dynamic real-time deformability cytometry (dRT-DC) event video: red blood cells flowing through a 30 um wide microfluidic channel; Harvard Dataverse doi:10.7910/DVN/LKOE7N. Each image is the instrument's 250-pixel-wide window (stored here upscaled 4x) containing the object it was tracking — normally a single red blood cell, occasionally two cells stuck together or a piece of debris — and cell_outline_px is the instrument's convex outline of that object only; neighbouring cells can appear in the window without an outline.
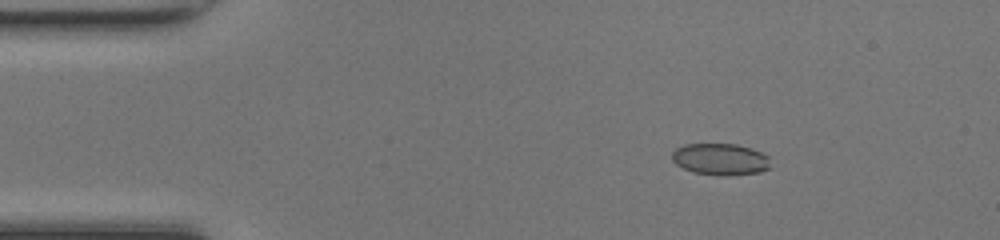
{"species": "common noctule bat (a hibernating species)", "species_latin": "Nyctalus noctula", "temperature_condition": "room temperature", "stored_images_in_passage": 48, "camera_frame_rate_fps": 3000, "um_per_image_px": 0.085, "animal": {"sex": "female", "body_mass_g": 17.0, "forearm_length_mm": 48.0}, "frame": {"image": 1, "passage_image": 7, "time_ms": 2.0, "image_size_px": [1000, 240], "cell_outline_px": [[772, 168], [760, 172], [728, 176], [716, 176], [692, 172], [676, 164], [672, 160], [672, 152], [676, 148], [684, 144], [736, 144], [760, 152], [768, 156]], "centroid_in_image_um": [61.23, 13.55], "position_along_channel_um": 23.8, "area_um2": 18.38}}
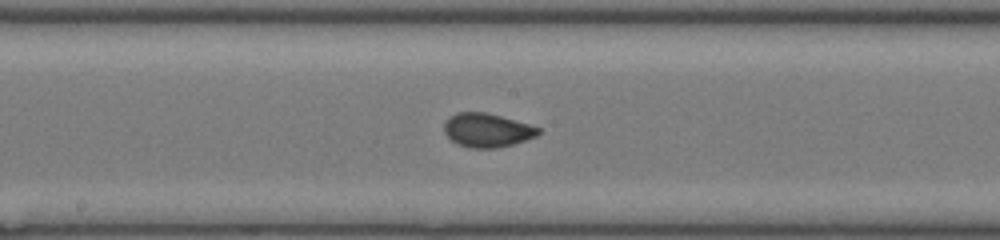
{"frame": {"image": 2, "passage_image": 25, "time_ms": 8.0, "image_size_px": [1000, 240], "cell_outline_px": [[540, 132], [536, 136], [500, 148], [468, 148], [456, 144], [444, 132], [444, 124], [448, 116], [456, 112], [484, 112], [500, 116], [528, 124], [540, 128]], "centroid_in_image_um": [41.36, 11.07], "position_along_channel_um": 206.8, "area_um2": 18.55}}
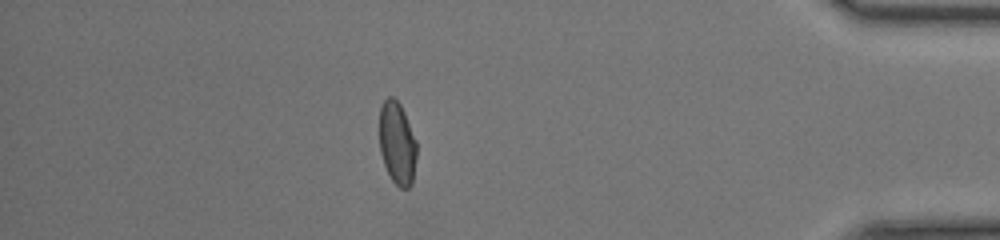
{"frame": {"image": 3, "passage_image": 42, "time_ms": 13.667, "image_size_px": [1000, 240], "cell_outline_px": [[416, 156], [412, 184], [408, 188], [400, 188], [392, 180], [384, 164], [380, 152], [380, 108], [384, 100], [388, 96], [392, 96], [400, 104], [404, 112], [416, 140]], "centroid_in_image_um": [33.76, 12.17], "position_along_channel_um": 401.4, "area_um2": 17.86}, "authors_computed_cell_mechanics": {"area_um2": 18.496, "velocity_mm_per_s": 4.2509, "shape_relaxation_time_tau1_ms": 8.5553, "shape_relaxation_time_tau2_ms": null, "deformation_change_tau1": 0.2012, "deformation_change_tau2": null}}